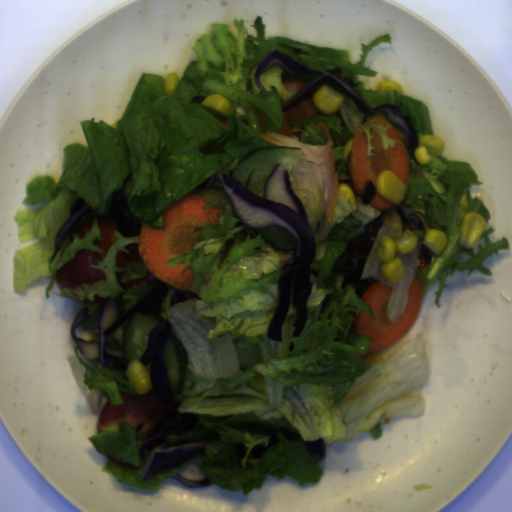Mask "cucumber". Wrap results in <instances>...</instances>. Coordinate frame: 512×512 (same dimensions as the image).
I'll list each match as a JSON object with an SVG mask.
<instances>
[{
    "mask_svg": "<svg viewBox=\"0 0 512 512\" xmlns=\"http://www.w3.org/2000/svg\"><path fill=\"white\" fill-rule=\"evenodd\" d=\"M277 165L288 169L291 188L304 207L315 243L324 242L337 218L333 213L328 221L318 175L302 148L277 145L253 149L238 160L228 175L263 198L264 185Z\"/></svg>",
    "mask_w": 512,
    "mask_h": 512,
    "instance_id": "8b760119",
    "label": "cucumber"
},
{
    "mask_svg": "<svg viewBox=\"0 0 512 512\" xmlns=\"http://www.w3.org/2000/svg\"><path fill=\"white\" fill-rule=\"evenodd\" d=\"M166 320L161 314L137 313L132 315L122 331L123 353L126 364L142 359L148 345L150 332L162 321Z\"/></svg>",
    "mask_w": 512,
    "mask_h": 512,
    "instance_id": "586b57bf",
    "label": "cucumber"
},
{
    "mask_svg": "<svg viewBox=\"0 0 512 512\" xmlns=\"http://www.w3.org/2000/svg\"><path fill=\"white\" fill-rule=\"evenodd\" d=\"M164 361L173 398L180 395L185 386L187 351L181 340L174 336L164 348Z\"/></svg>",
    "mask_w": 512,
    "mask_h": 512,
    "instance_id": "888e309b",
    "label": "cucumber"
},
{
    "mask_svg": "<svg viewBox=\"0 0 512 512\" xmlns=\"http://www.w3.org/2000/svg\"><path fill=\"white\" fill-rule=\"evenodd\" d=\"M253 231L258 236L264 237L265 242L276 250L287 252L294 251L297 247L292 234L279 226L272 225L265 228H253Z\"/></svg>",
    "mask_w": 512,
    "mask_h": 512,
    "instance_id": "2a18db57",
    "label": "cucumber"
},
{
    "mask_svg": "<svg viewBox=\"0 0 512 512\" xmlns=\"http://www.w3.org/2000/svg\"><path fill=\"white\" fill-rule=\"evenodd\" d=\"M192 193H198L205 197L206 199H208L209 201L228 199L224 192L221 180H216L215 182L212 183L210 187L207 188H201V186L195 187L192 190Z\"/></svg>",
    "mask_w": 512,
    "mask_h": 512,
    "instance_id": "734fbe4a",
    "label": "cucumber"
}]
</instances>
